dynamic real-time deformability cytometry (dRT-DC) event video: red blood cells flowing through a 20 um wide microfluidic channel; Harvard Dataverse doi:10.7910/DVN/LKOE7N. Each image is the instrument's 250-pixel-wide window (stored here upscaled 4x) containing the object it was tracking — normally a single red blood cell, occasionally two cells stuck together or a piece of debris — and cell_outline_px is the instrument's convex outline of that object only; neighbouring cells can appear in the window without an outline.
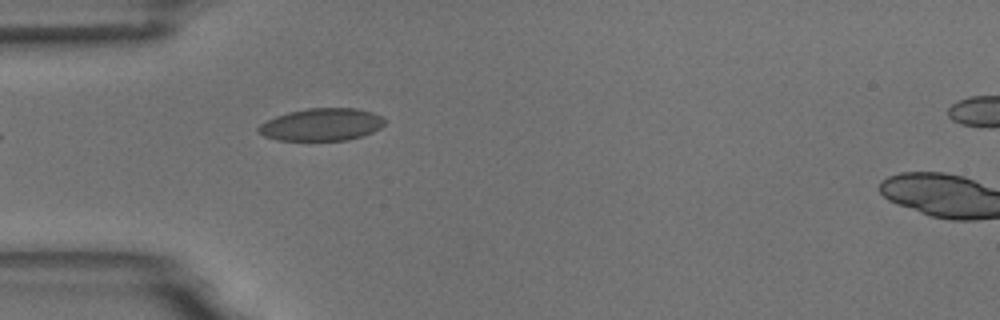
{"species": "common noctule bat (a hibernating species)", "species_latin": "Nyctalus noctula", "temperature_condition": "room temperature", "stored_images_in_passage": 5, "camera_frame_rate_fps": 3000, "um_per_image_px": 0.085, "animal": {"sex": "male", "body_mass_g": 18.8}, "frame": {"image": 1, "passage_image": 4, "time_ms": 4.333, "image_size_px": [1000, 320], "cell_outline_px": [[388, 120], [380, 128], [372, 132], [348, 140], [280, 140], [264, 136], [256, 128], [260, 124], [276, 116], [288, 112], [308, 108], [356, 108], [372, 112], [384, 116]], "centroid_in_image_um": [27.38, 10.57], "position_along_channel_um": 57.6, "area_um2": 23.87}}